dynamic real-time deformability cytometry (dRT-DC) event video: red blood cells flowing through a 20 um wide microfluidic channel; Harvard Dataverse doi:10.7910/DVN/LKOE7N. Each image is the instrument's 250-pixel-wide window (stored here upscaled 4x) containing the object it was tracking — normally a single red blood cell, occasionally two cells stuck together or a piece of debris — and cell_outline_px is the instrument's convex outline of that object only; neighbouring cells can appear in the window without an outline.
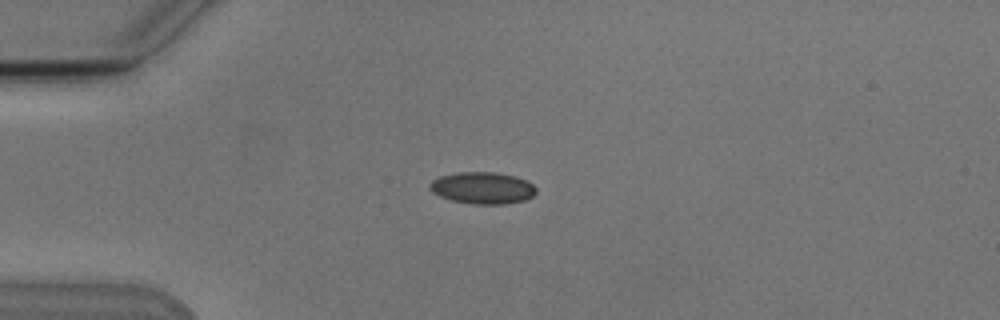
{"species": "Egyptian fruit bat (a non-hibernating species)", "species_latin": "Rousettus aegyptiacus", "temperature_condition": "cold", "stored_images_in_passage": 9, "camera_frame_rate_fps": 3000, "um_per_image_px": 0.085, "animal": {"sex": "male"}, "frame": {"image": 1, "passage_image": 2, "time_ms": 1.0, "image_size_px": [1000, 320], "cell_outline_px": [[536, 192], [532, 196], [524, 200], [504, 204], [472, 204], [452, 200], [440, 196], [432, 192], [428, 188], [428, 184], [432, 180], [440, 176], [456, 172], [496, 172], [516, 176], [532, 184], [536, 188]], "centroid_in_image_um": [40.98, 15.97], "position_along_channel_um": 44.0, "area_um2": 19.77}}
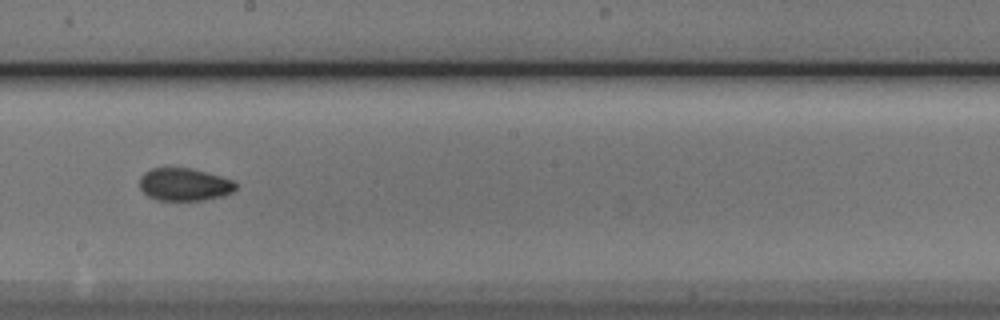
{"frame": {"image": 2, "passage_image": 7, "time_ms": 6.667, "image_size_px": [1000, 320], "cell_outline_px": [[236, 188], [232, 192], [220, 196], [204, 200], [156, 200], [148, 196], [140, 188], [140, 176], [144, 172], [152, 168], [192, 168], [220, 176], [232, 180], [236, 184]], "centroid_in_image_um": [15.64, 15.67], "position_along_channel_um": 232.6, "area_um2": 18.21}}
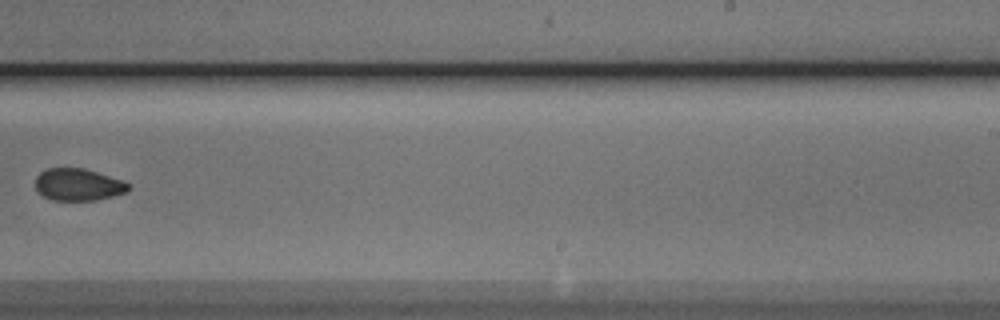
{"frame": {"image": 3, "passage_image": 8, "time_ms": 8.0, "image_size_px": [1000, 320], "cell_outline_px": [[132, 188], [128, 192], [96, 200], [52, 200], [36, 192], [36, 176], [40, 172], [48, 168], [84, 168], [120, 180], [128, 184]], "centroid_in_image_um": [6.62, 15.7], "position_along_channel_um": 282.4, "area_um2": 17.34}}